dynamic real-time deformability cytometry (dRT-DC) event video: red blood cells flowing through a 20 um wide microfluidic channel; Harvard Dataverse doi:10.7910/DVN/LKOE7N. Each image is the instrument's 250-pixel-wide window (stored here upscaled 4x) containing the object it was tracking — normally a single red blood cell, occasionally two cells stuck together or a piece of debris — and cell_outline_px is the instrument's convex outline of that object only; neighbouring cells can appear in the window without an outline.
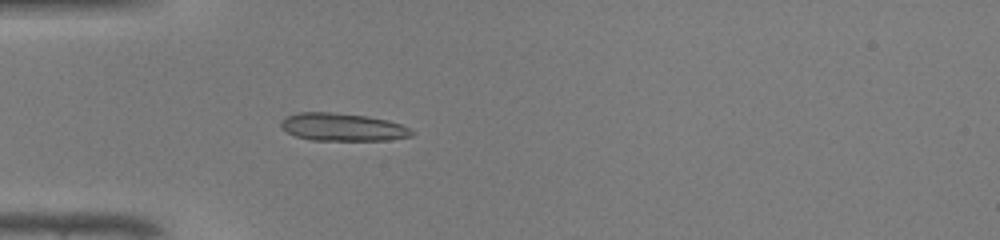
{"species": "common noctule bat (a hibernating species)", "species_latin": "Nyctalus noctula", "temperature_condition": "warm", "stored_images_in_passage": 33, "camera_frame_rate_fps": 3000, "um_per_image_px": 0.085, "animal": {"sex": "male", "body_mass_g": 19.0, "forearm_length_mm": 50.8}, "frame": {"image": 1, "passage_image": 1, "time_ms": 0.0, "image_size_px": [1000, 240], "cell_outline_px": [[416, 132], [412, 136], [388, 140], [312, 140], [296, 136], [288, 132], [280, 124], [280, 120], [284, 116], [296, 112], [328, 112], [368, 116], [388, 120], [400, 124]], "centroid_in_image_um": [29.11, 10.79], "position_along_channel_um": 55.9, "area_um2": 21.21}}
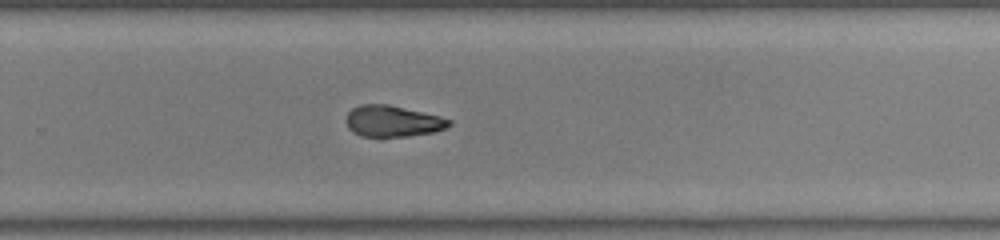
{"frame": {"image": 2, "passage_image": 18, "time_ms": 5.667, "image_size_px": [1000, 240], "cell_outline_px": [[452, 124], [448, 128], [436, 132], [408, 136], [360, 136], [352, 132], [348, 128], [344, 120], [348, 112], [352, 108], [360, 104], [388, 104], [440, 116], [452, 120]], "centroid_in_image_um": [33.38, 10.3], "position_along_channel_um": 296.4, "area_um2": 19.02}}
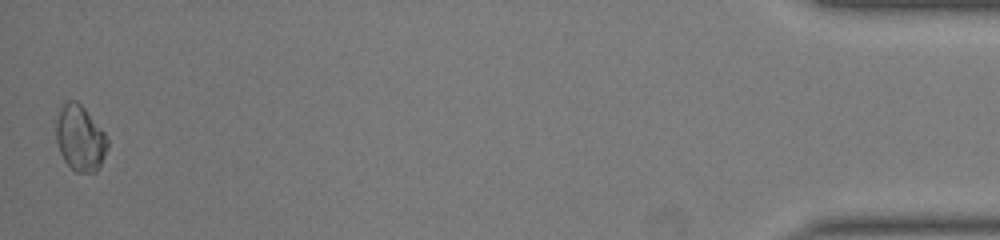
{"frame": {"image": 3, "passage_image": 33, "time_ms": 10.667, "image_size_px": [1000, 240], "cell_outline_px": [[108, 148], [96, 172], [76, 172], [64, 160], [60, 152], [56, 140], [56, 120], [60, 104], [68, 100], [76, 100], [84, 108], [104, 132], [108, 140]], "centroid_in_image_um": [6.78, 11.72], "position_along_channel_um": 428.4, "area_um2": 19.65}, "authors_computed_cell_mechanics": {"area_um2": 19.363, "velocity_mm_per_s": 4.3819, "shape_relaxation_time_tau1_ms": 3.34, "shape_relaxation_time_tau2_ms": 0.3608, "deformation_change_tau1": 0.1889, "deformation_change_tau2": 0.0672}}